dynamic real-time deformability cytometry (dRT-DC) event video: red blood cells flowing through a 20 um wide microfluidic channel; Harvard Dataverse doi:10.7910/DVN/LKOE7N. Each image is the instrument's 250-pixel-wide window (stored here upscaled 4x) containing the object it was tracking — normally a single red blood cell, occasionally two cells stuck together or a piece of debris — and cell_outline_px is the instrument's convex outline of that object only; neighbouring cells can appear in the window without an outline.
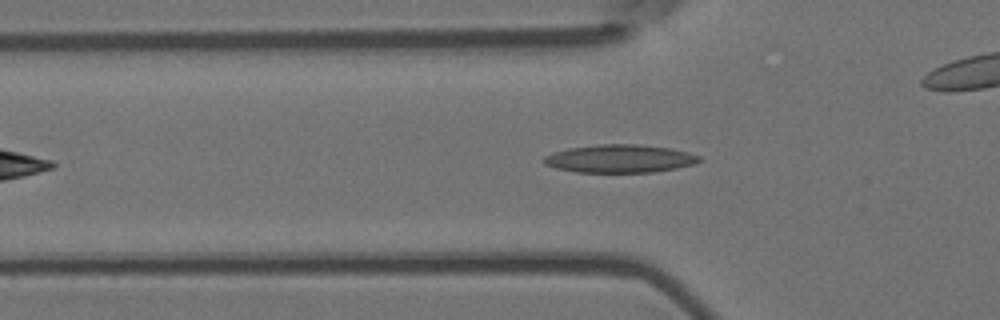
{"species": "Egyptian fruit bat (a non-hibernating species)", "species_latin": "Rousettus aegyptiacus", "temperature_condition": "room temperature", "stored_images_in_passage": 39, "camera_frame_rate_fps": 3000, "um_per_image_px": 0.085, "animal": {"sex": "female"}, "frame": {"image": 1, "passage_image": 10, "time_ms": 3.0, "image_size_px": [1000, 320], "cell_outline_px": [[700, 160], [692, 164], [676, 168], [652, 172], [576, 172], [556, 168], [544, 164], [544, 156], [552, 152], [568, 148], [596, 144], [636, 144], [668, 148], [688, 152], [700, 156]], "centroid_in_image_um": [52.63, 13.48], "position_along_channel_um": 73.2, "area_um2": 25.26}}
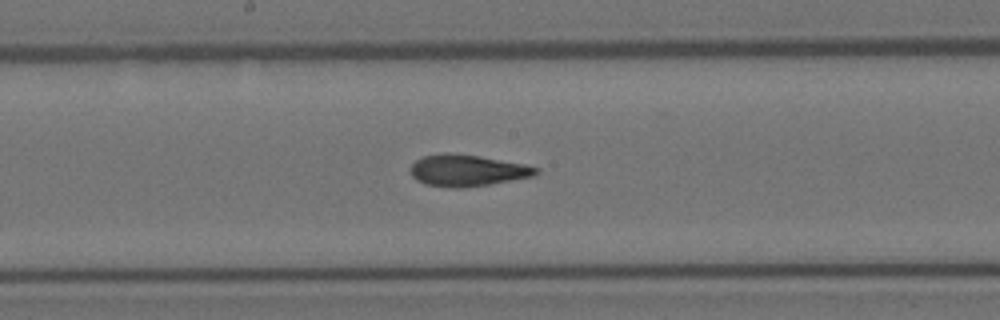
{"frame": {"image": 2, "passage_image": 21, "time_ms": 6.667, "image_size_px": [1000, 320], "cell_outline_px": [[540, 172], [532, 176], [488, 184], [456, 188], [452, 188], [424, 184], [416, 180], [412, 176], [408, 168], [416, 160], [424, 156], [444, 152], [480, 156], [524, 164], [540, 168]], "centroid_in_image_um": [39.67, 14.48], "position_along_channel_um": 208.5, "area_um2": 23.0}}
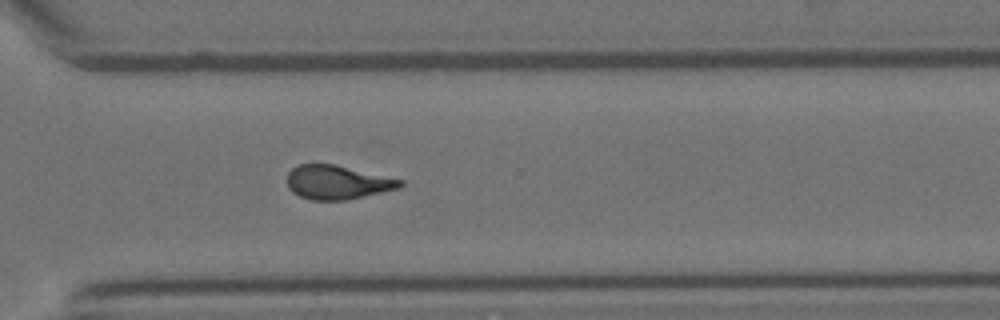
{"frame": {"image": 3, "passage_image": 32, "time_ms": 10.333, "image_size_px": [1000, 320], "cell_outline_px": [[404, 184], [400, 188], [344, 200], [312, 200], [300, 196], [292, 192], [288, 188], [288, 172], [296, 164], [332, 164], [404, 180]], "centroid_in_image_um": [28.66, 15.49], "position_along_channel_um": 341.9, "area_um2": 22.14}, "authors_computed_cell_mechanics": {"area_um2": 23.1778, "velocity_mm_per_s": 3.6645, "shape_relaxation_time_tau1_ms": 7.8959, "shape_relaxation_time_tau2_ms": 2.6817, "deformation_change_tau1": 0.2234, "deformation_change_tau2": 0.1074}}